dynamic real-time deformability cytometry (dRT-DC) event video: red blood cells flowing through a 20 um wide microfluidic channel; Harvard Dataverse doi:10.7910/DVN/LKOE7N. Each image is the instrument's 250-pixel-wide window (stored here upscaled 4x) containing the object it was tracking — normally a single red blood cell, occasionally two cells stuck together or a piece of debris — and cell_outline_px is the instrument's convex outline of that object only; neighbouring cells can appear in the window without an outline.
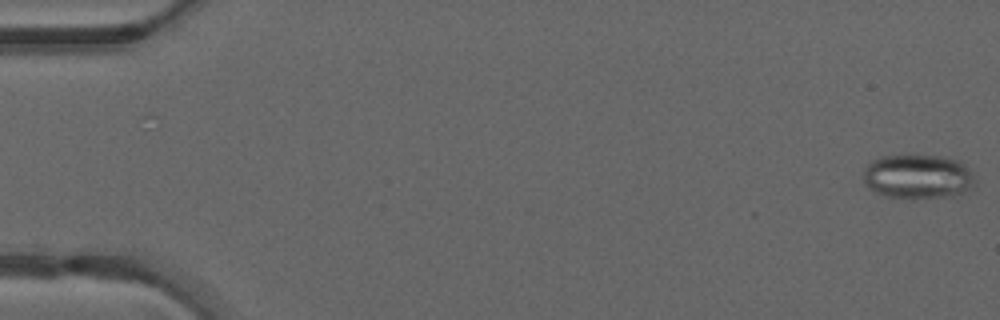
{"species": "common noctule bat (a hibernating species)", "species_latin": "Nyctalus noctula", "temperature_condition": "warm", "stored_images_in_passage": 50, "camera_frame_rate_fps": 3000, "um_per_image_px": 0.085, "animal": {"sex": "male", "forearm_length_mm": 52.5}, "frame": {"image": 1, "passage_image": 1, "time_ms": 0.0, "image_size_px": [1000, 320], "cell_outline_px": [[976, 180], [964, 192], [952, 196], [888, 196], [876, 192], [868, 188], [864, 180], [864, 168], [872, 160], [880, 156], [940, 156], [960, 160], [968, 168]], "centroid_in_image_um": [78.01, 14.97], "position_along_channel_um": 7.0, "area_um2": 28.09}}
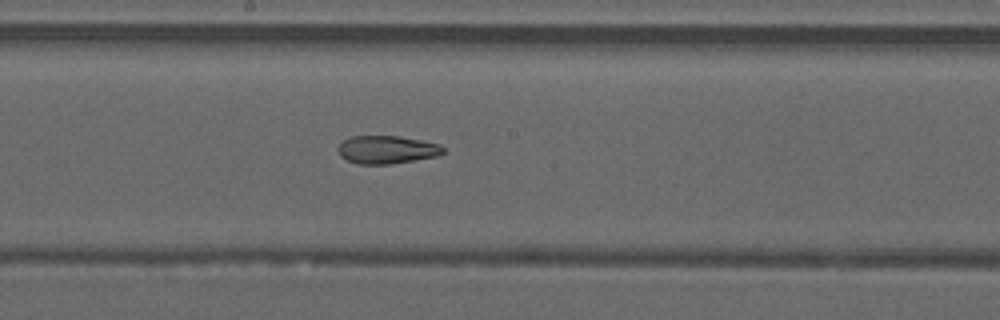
{"frame": {"image": 2, "passage_image": 27, "time_ms": 8.667, "image_size_px": [1000, 320], "cell_outline_px": [[444, 152], [436, 156], [388, 164], [360, 164], [348, 160], [340, 156], [336, 148], [344, 140], [352, 136], [400, 136], [440, 144], [444, 148]], "centroid_in_image_um": [32.86, 12.71], "position_along_channel_um": 215.3, "area_um2": 16.99}}
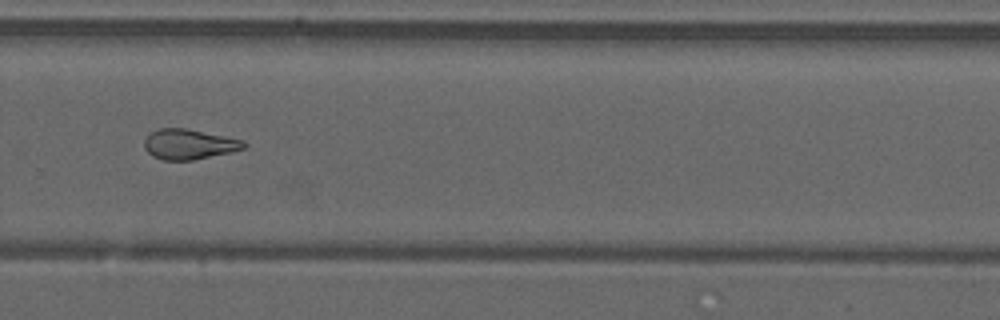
{"frame": {"image": 3, "passage_image": 34, "time_ms": 11.0, "image_size_px": [1000, 320], "cell_outline_px": [[248, 144], [244, 148], [232, 152], [192, 160], [164, 160], [152, 156], [144, 148], [144, 140], [156, 128], [184, 128], [244, 140]], "centroid_in_image_um": [16.07, 12.26], "position_along_channel_um": 313.7, "area_um2": 17.46}}